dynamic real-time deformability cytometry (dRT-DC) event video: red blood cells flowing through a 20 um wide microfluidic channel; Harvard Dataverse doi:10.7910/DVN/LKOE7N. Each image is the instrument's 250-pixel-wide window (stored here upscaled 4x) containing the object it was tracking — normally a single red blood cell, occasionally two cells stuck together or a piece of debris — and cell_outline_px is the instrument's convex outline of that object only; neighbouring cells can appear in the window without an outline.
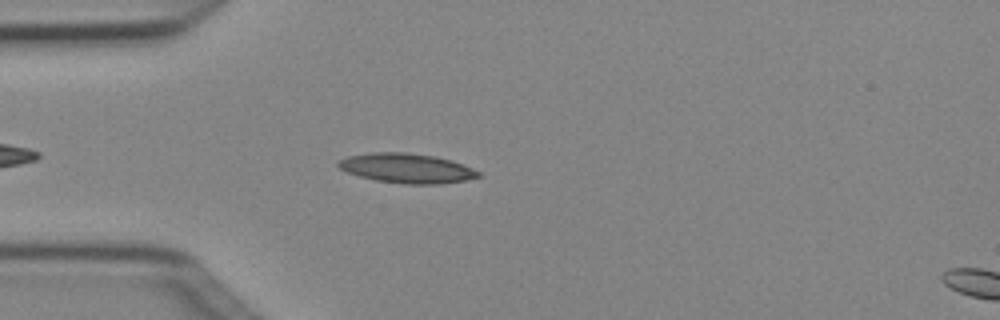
{"species": "Egyptian fruit bat (a non-hibernating species)", "species_latin": "Rousettus aegyptiacus", "temperature_condition": "cold", "stored_images_in_passage": 4, "segment_of_instrument_passage": [1, 2], "camera_frame_rate_fps": 3000, "um_per_image_px": 0.085, "animal": {"sex": "female"}, "frame": {"image": 1, "passage_image": 3, "time_ms": 0.667, "image_size_px": [1000, 320], "cell_outline_px": [[480, 176], [464, 180], [440, 184], [408, 184], [376, 180], [360, 176], [348, 172], [340, 168], [336, 164], [336, 160], [348, 156], [372, 152], [408, 152], [436, 156], [452, 160], [464, 164], [480, 172]], "centroid_in_image_um": [34.57, 14.28], "position_along_channel_um": 50.4, "area_um2": 24.22}}